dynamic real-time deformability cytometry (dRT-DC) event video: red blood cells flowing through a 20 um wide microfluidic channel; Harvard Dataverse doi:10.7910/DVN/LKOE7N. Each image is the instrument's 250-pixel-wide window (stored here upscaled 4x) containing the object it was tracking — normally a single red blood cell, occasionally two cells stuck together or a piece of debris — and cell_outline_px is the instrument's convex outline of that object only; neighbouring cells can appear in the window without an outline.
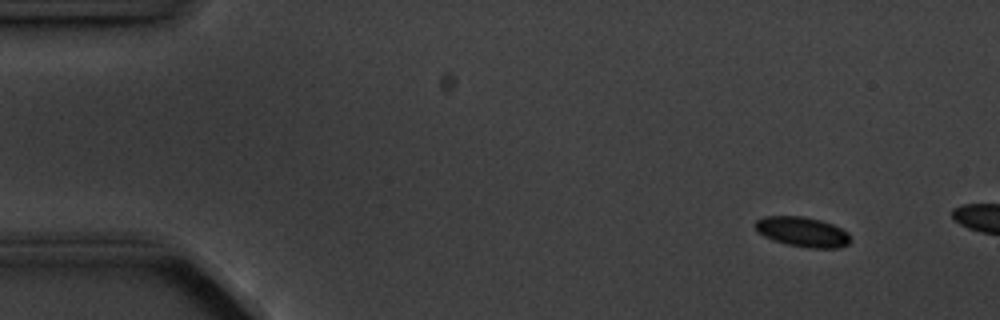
{"species": "common noctule bat (a hibernating species)", "species_latin": "Nyctalus noctula", "temperature_condition": "cold", "stored_images_in_passage": 3, "camera_frame_rate_fps": 3000, "um_per_image_px": 0.085, "animal": {"sex": "male", "body_mass_g": 20.1, "forearm_length_mm": 53.5}, "frame": {"image": 1, "passage_image": 1, "time_ms": 0.0, "image_size_px": [1000, 320], "cell_outline_px": [[852, 240], [848, 244], [836, 248], [808, 248], [788, 244], [772, 240], [756, 232], [756, 220], [764, 216], [800, 216], [820, 220], [832, 224], [848, 232]], "centroid_in_image_um": [68.21, 19.71], "position_along_channel_um": 16.8, "area_um2": 16.59}}